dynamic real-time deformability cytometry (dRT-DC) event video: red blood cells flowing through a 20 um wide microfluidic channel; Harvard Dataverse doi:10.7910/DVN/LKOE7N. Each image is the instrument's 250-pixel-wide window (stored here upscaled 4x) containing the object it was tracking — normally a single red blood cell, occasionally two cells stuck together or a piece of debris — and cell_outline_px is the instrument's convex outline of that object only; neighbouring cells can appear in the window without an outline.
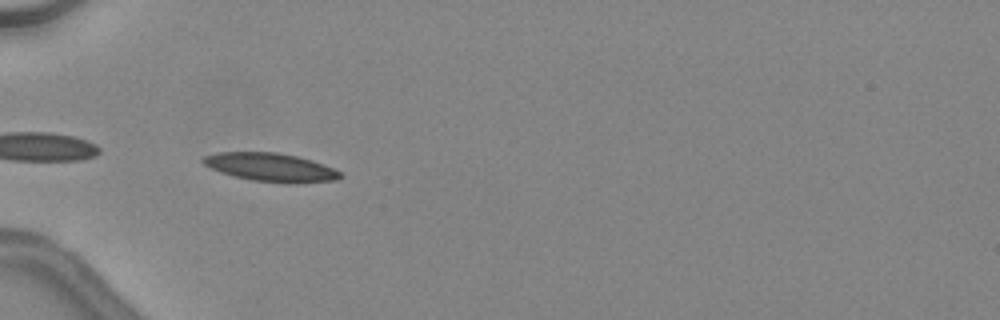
{"species": "common noctule bat (a hibernating species)", "species_latin": "Nyctalus noctula", "temperature_condition": "warm", "stored_images_in_passage": 30, "camera_frame_rate_fps": 3000, "um_per_image_px": 0.085, "animal": {"sex": "female", "body_mass_g": 24.6, "forearm_length_mm": 56.2}, "frame": {"image": 1, "passage_image": 1, "time_ms": 0.0, "image_size_px": [1000, 320], "cell_outline_px": [[344, 176], [336, 180], [288, 184], [252, 180], [220, 172], [204, 164], [200, 160], [204, 156], [220, 152], [276, 152], [296, 156], [312, 160], [332, 168], [340, 172]], "centroid_in_image_um": [23.02, 14.22], "position_along_channel_um": 62.0, "area_um2": 22.6}, "authors_computed_cell_mechanics": {"area_um2": 21.8484, "velocity_mm_per_s": 4.5387, "shape_relaxation_time_tau1_ms": 4.581, "shape_relaxation_time_tau2_ms": 2.399, "deformation_change_tau1": 0.1449, "deformation_change_tau2": 0.0693}}